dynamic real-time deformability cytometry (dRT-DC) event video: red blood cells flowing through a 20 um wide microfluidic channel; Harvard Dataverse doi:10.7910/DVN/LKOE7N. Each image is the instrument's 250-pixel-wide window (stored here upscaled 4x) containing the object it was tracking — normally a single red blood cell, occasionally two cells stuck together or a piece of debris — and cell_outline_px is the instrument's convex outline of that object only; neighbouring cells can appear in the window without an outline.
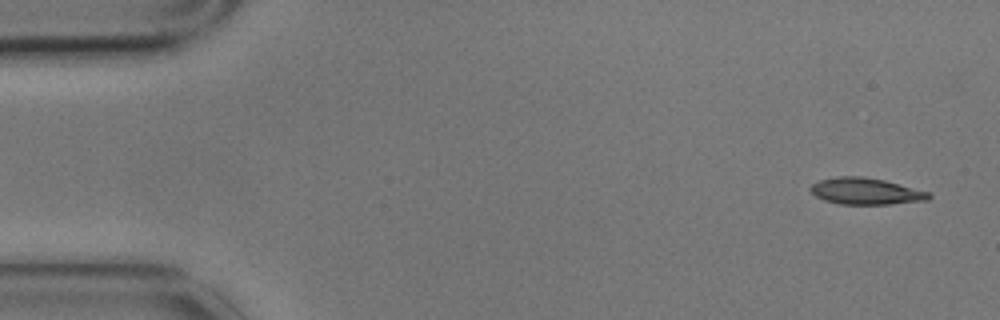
{"species": "common noctule bat (a hibernating species)", "species_latin": "Nyctalus noctula", "temperature_condition": "cold", "stored_images_in_passage": 4, "camera_frame_rate_fps": 3000, "um_per_image_px": 0.085, "animal": {"sex": "male", "body_mass_g": 17.9}, "frame": {"image": 1, "passage_image": 1, "time_ms": 0.0, "image_size_px": [1000, 320], "cell_outline_px": [[932, 196], [928, 200], [888, 204], [840, 204], [824, 200], [816, 196], [808, 188], [812, 184], [820, 180], [836, 176], [864, 176], [884, 180], [932, 192]], "centroid_in_image_um": [73.61, 16.25], "position_along_channel_um": 11.4, "area_um2": 18.44}}
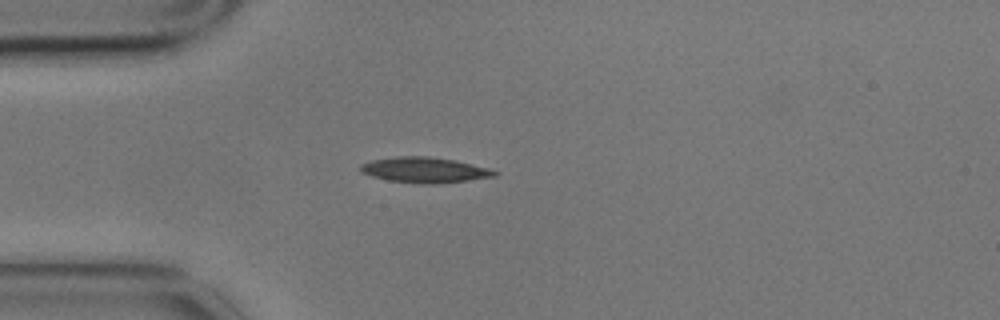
{"frame": {"image": 2, "passage_image": 4, "time_ms": 1.0, "image_size_px": [1000, 320], "cell_outline_px": [[500, 172], [496, 176], [468, 180], [436, 184], [420, 184], [388, 180], [372, 176], [360, 172], [360, 164], [372, 160], [396, 156], [428, 156], [456, 160], [488, 168]], "centroid_in_image_um": [36.09, 14.44], "position_along_channel_um": 48.9, "area_um2": 20.0}}